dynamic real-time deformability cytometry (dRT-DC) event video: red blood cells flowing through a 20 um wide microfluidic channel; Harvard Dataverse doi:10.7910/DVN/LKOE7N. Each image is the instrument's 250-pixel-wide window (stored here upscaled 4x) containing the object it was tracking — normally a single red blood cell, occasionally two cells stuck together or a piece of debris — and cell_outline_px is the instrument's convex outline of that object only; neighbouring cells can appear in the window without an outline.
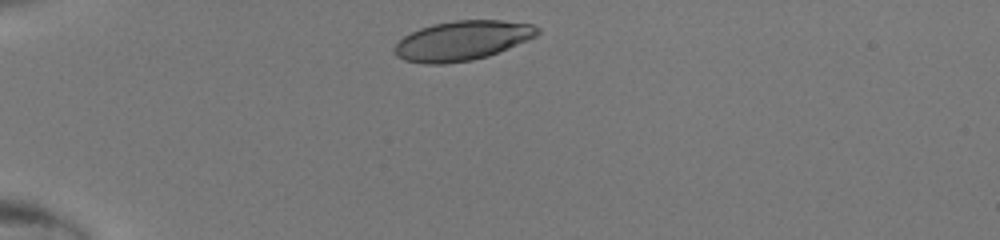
{"species": "human", "species_latin": "Homo sapiens", "temperature_condition": "room temperature", "stored_images_in_passage": 30, "camera_frame_rate_fps": 3000, "um_per_image_px": 0.085, "donor": {"sex": "male"}, "frame": {"image": 1, "passage_image": 1, "time_ms": 0.0, "image_size_px": [1000, 240], "cell_outline_px": [[540, 32], [536, 36], [508, 48], [488, 56], [472, 60], [444, 64], [424, 64], [404, 60], [396, 56], [392, 52], [392, 48], [404, 36], [420, 28], [432, 24], [456, 20], [500, 20], [532, 24], [540, 28]], "centroid_in_image_um": [39.26, 3.46], "position_along_channel_um": 45.7, "area_um2": 33.0}}
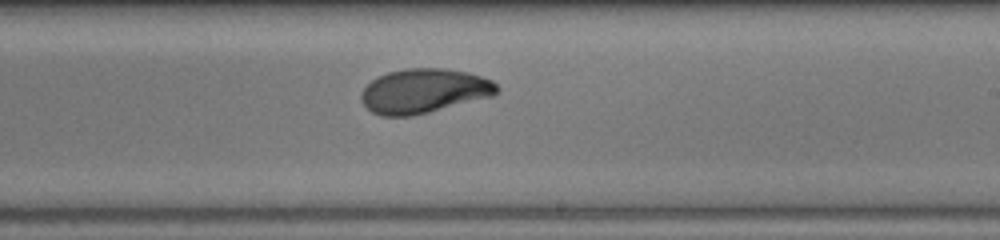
{"frame": {"image": 2, "passage_image": 18, "time_ms": 5.667, "image_size_px": [1000, 240], "cell_outline_px": [[500, 88], [492, 96], [412, 116], [380, 116], [372, 112], [360, 100], [360, 96], [364, 88], [372, 80], [388, 72], [408, 68], [444, 68], [468, 72], [492, 80]], "centroid_in_image_um": [36.03, 7.73], "position_along_channel_um": 253.0, "area_um2": 34.91}}
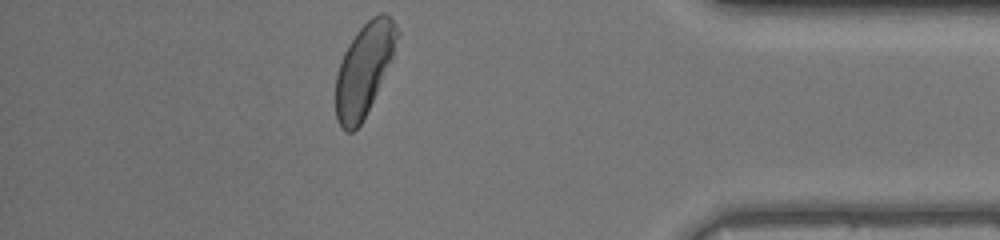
{"frame": {"image": 3, "passage_image": 30, "time_ms": 9.667, "image_size_px": [1000, 240], "cell_outline_px": [[400, 36], [392, 56], [376, 92], [360, 124], [352, 132], [344, 132], [340, 128], [336, 120], [336, 76], [340, 60], [348, 44], [356, 32], [372, 16], [380, 12], [384, 12], [396, 24], [400, 32]], "centroid_in_image_um": [30.92, 5.87], "position_along_channel_um": 404.3, "area_um2": 32.6}}